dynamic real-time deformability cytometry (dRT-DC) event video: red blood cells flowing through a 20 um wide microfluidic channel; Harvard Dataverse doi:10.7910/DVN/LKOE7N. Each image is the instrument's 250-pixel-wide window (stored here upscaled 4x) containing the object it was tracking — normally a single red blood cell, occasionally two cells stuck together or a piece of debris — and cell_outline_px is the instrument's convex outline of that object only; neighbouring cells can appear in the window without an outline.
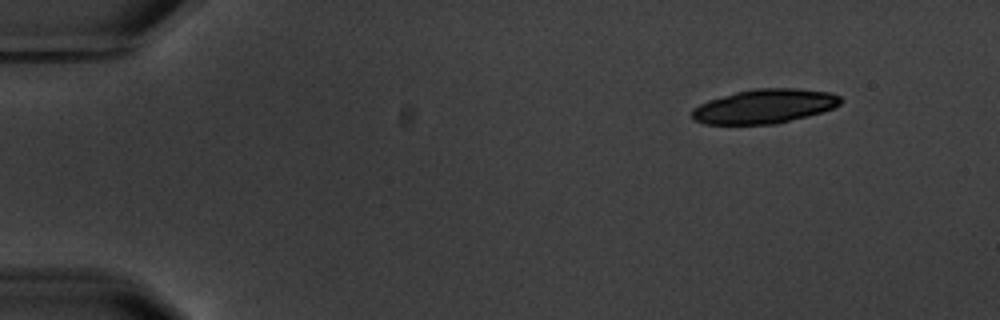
{"species": "common noctule bat (a hibernating species)", "species_latin": "Nyctalus noctula", "temperature_condition": "warm", "stored_images_in_passage": 4, "camera_frame_rate_fps": 3000, "um_per_image_px": 0.085, "animal": {"sex": "male", "body_mass_g": 20.1, "forearm_length_mm": 53.5}, "frame": {"image": 1, "passage_image": 1, "time_ms": 0.0, "image_size_px": [1000, 320], "cell_outline_px": [[844, 100], [840, 104], [832, 108], [820, 112], [776, 124], [704, 124], [696, 120], [692, 116], [692, 108], [708, 100], [736, 92], [756, 88], [796, 88], [828, 92], [840, 96]], "centroid_in_image_um": [64.98, 9.03], "position_along_channel_um": 20.0, "area_um2": 29.42}}